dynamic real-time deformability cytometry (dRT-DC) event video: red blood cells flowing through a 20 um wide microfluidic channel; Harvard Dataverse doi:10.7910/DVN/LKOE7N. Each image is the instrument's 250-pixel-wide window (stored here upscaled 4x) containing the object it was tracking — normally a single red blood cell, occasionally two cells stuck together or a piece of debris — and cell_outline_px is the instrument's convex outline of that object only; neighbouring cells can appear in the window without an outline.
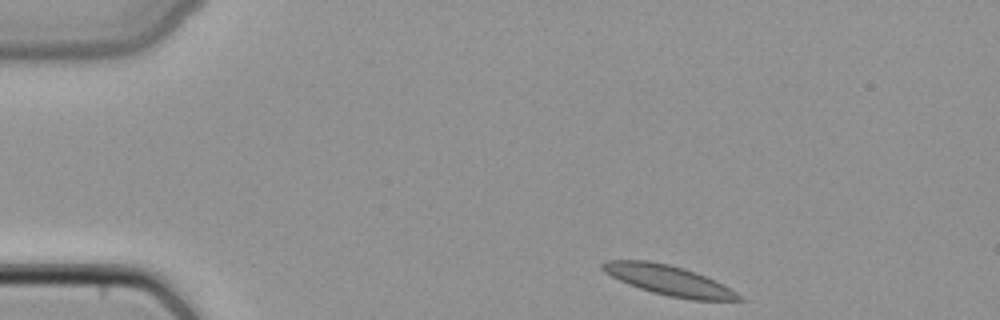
{"species": "common noctule bat (a hibernating species)", "species_latin": "Nyctalus noctula", "temperature_condition": "cold", "stored_images_in_passage": 42, "camera_frame_rate_fps": 3000, "um_per_image_px": 0.085, "animal": {"sex": "female", "body_mass_g": 22.7, "forearm_length_mm": 54.2}, "frame": {"image": 1, "passage_image": 1, "time_ms": 0.0, "image_size_px": [1000, 320], "cell_outline_px": [[748, 300], [692, 300], [668, 296], [652, 292], [628, 284], [604, 272], [600, 268], [600, 264], [604, 260], [648, 260], [668, 264], [684, 268], [696, 272], [716, 280], [724, 284]], "centroid_in_image_um": [56.86, 23.82], "position_along_channel_um": 28.1, "area_um2": 23.93}}
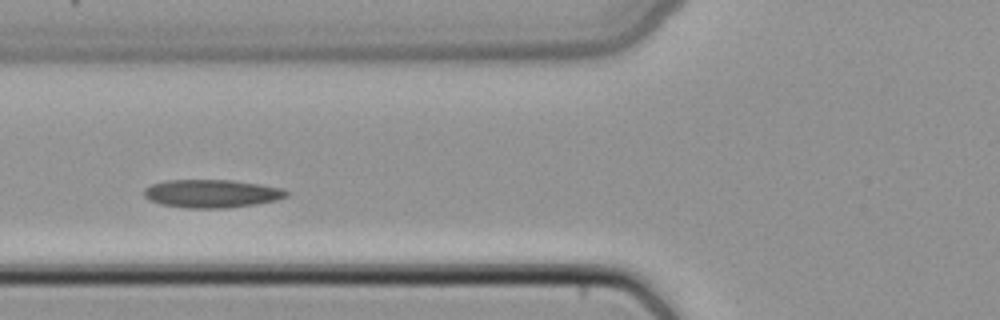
{"frame": {"image": 2, "passage_image": 12, "time_ms": 3.667, "image_size_px": [1000, 320], "cell_outline_px": [[288, 196], [276, 200], [228, 208], [188, 208], [160, 204], [148, 200], [144, 196], [144, 188], [152, 184], [164, 180], [232, 180], [260, 184], [284, 188], [288, 192]], "centroid_in_image_um": [17.97, 16.45], "position_along_channel_um": 107.8, "area_um2": 23.41}}
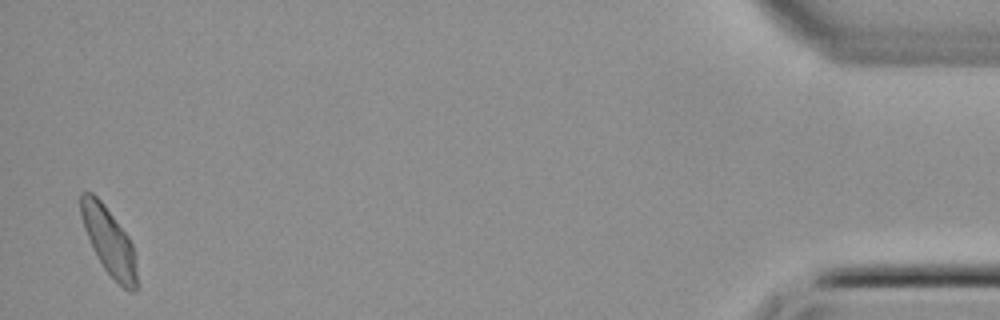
{"frame": {"image": 3, "passage_image": 41, "time_ms": 13.333, "image_size_px": [1000, 320], "cell_outline_px": [[140, 288], [132, 292], [128, 292], [104, 268], [84, 228], [80, 212], [80, 192], [92, 192], [104, 204], [128, 236], [132, 244]], "centroid_in_image_um": [9.3, 20.52], "position_along_channel_um": 425.9, "area_um2": 21.68}}